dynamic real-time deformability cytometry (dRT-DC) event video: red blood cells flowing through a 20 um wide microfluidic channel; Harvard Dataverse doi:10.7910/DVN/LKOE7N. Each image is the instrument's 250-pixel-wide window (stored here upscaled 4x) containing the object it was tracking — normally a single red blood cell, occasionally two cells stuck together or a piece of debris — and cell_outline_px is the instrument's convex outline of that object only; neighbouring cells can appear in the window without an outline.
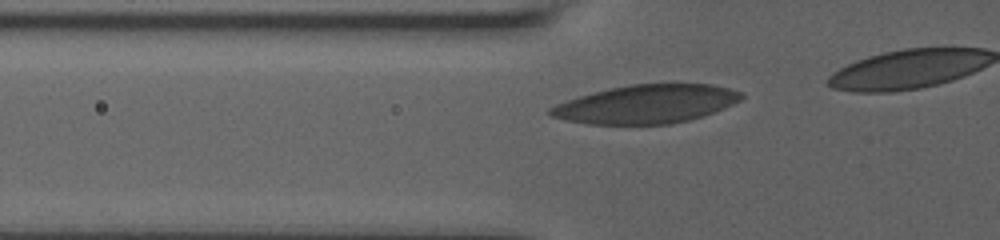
{"species": "human", "species_latin": "Homo sapiens", "temperature_condition": "room temperature", "stored_images_in_passage": 16, "camera_frame_rate_fps": 3000, "um_per_image_px": 0.085, "donor": {"sex": "male"}, "frame": {"image": 1, "passage_image": 6, "time_ms": 1.667, "image_size_px": [1000, 240], "cell_outline_px": [[744, 96], [740, 100], [724, 108], [688, 120], [668, 124], [588, 124], [564, 120], [552, 116], [548, 112], [548, 108], [556, 104], [580, 96], [608, 88], [632, 84], [712, 84], [728, 88], [740, 92]], "centroid_in_image_um": [54.9, 8.85], "position_along_channel_um": 70.9, "area_um2": 42.48}}
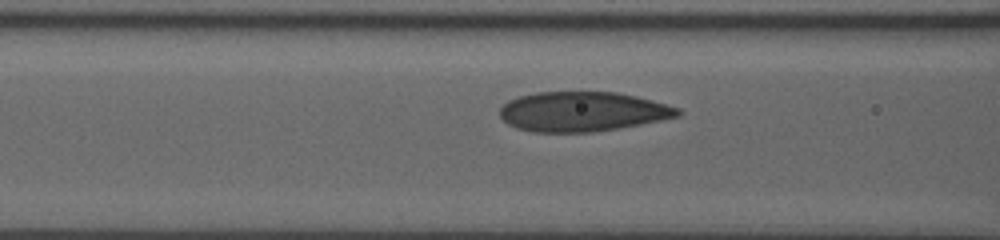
{"frame": {"image": 2, "passage_image": 10, "time_ms": 3.0, "image_size_px": [1000, 240], "cell_outline_px": [[684, 112], [680, 116], [640, 124], [592, 132], [532, 132], [516, 128], [508, 124], [500, 116], [500, 108], [508, 100], [520, 96], [536, 92], [616, 92], [636, 96], [680, 108]], "centroid_in_image_um": [49.51, 9.48], "position_along_channel_um": 117.1, "area_um2": 41.1}}
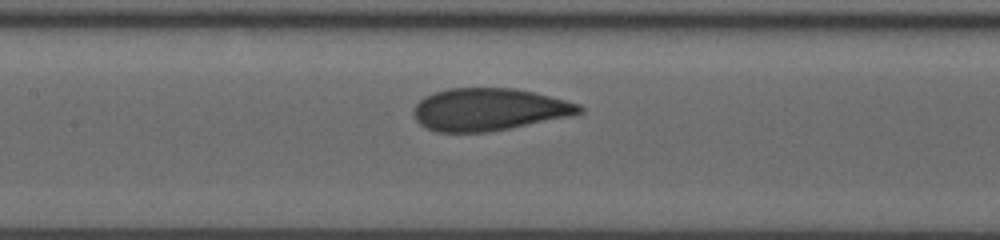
{"frame": {"image": 3, "passage_image": 14, "time_ms": 4.333, "image_size_px": [1000, 240], "cell_outline_px": [[584, 112], [572, 116], [488, 132], [436, 132], [420, 124], [416, 120], [412, 112], [416, 104], [424, 96], [432, 92], [448, 88], [516, 88], [580, 104], [584, 108]], "centroid_in_image_um": [41.54, 9.3], "position_along_channel_um": 165.9, "area_um2": 40.98}}